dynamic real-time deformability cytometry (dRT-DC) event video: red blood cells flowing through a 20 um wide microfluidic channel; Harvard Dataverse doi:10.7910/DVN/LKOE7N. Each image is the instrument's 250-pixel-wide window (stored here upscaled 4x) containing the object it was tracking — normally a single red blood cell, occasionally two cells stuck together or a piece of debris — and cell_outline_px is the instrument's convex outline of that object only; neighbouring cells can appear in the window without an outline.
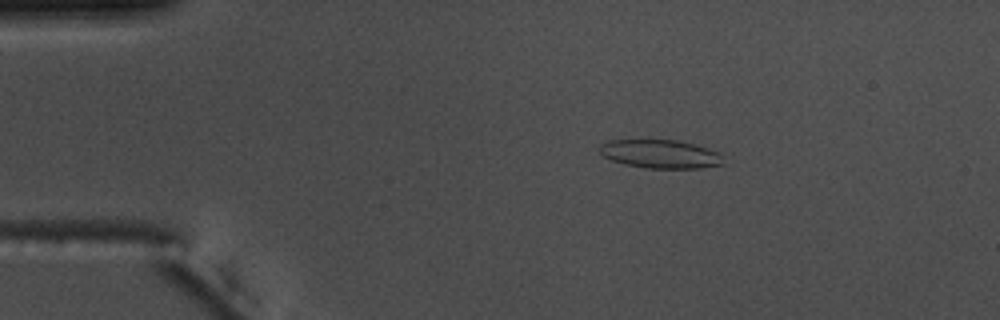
{"species": "common noctule bat (a hibernating species)", "species_latin": "Nyctalus noctula", "temperature_condition": "warm", "stored_images_in_passage": 53, "camera_frame_rate_fps": 3000, "um_per_image_px": 0.085, "animal": {"sex": "male", "body_mass_g": 17.5, "forearm_length_mm": 52.3}, "frame": {"image": 1, "passage_image": 9, "time_ms": 2.667, "image_size_px": [1000, 320], "cell_outline_px": [[724, 164], [700, 168], [644, 168], [624, 164], [612, 160], [604, 156], [600, 152], [600, 144], [608, 140], [676, 140], [708, 148], [720, 152]], "centroid_in_image_um": [56.13, 13.09], "position_along_channel_um": 28.9, "area_um2": 20.52}}
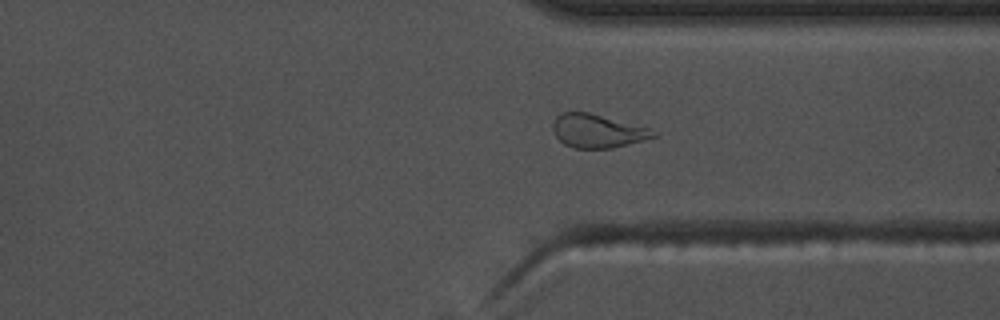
{"frame": {"image": 2, "passage_image": 40, "time_ms": 13.0, "image_size_px": [1000, 320], "cell_outline_px": [[656, 136], [628, 144], [612, 148], [572, 148], [564, 144], [552, 132], [552, 124], [556, 116], [564, 112], [588, 112], [648, 128], [656, 132]], "centroid_in_image_um": [50.72, 11.14], "position_along_channel_um": 360.7, "area_um2": 19.36}}
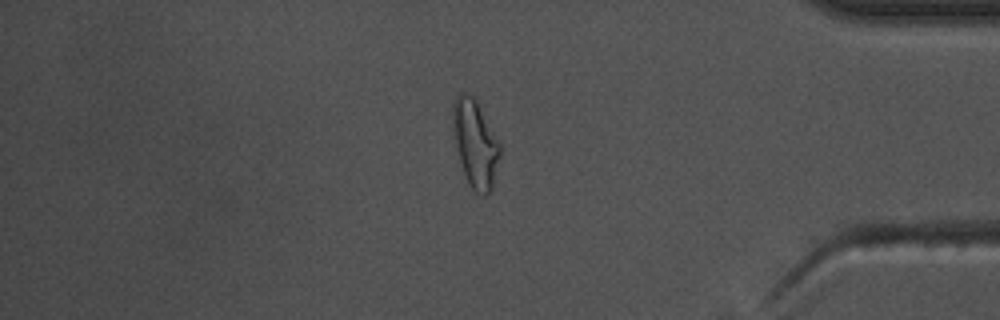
{"frame": {"image": 3, "passage_image": 45, "time_ms": 14.667, "image_size_px": [1000, 320], "cell_outline_px": [[500, 156], [492, 188], [484, 196], [476, 192], [468, 184], [460, 160], [452, 128], [452, 104], [456, 96], [460, 92], [464, 92], [472, 96], [476, 100], [500, 144]], "centroid_in_image_um": [40.38, 12.18], "position_along_channel_um": 394.8, "area_um2": 23.7}, "authors_computed_cell_mechanics": {"area_um2": 20.519, "velocity_mm_per_s": 3.7701, "shape_relaxation_time_tau1_ms": 6.0619, "shape_relaxation_time_tau2_ms": 2.1098, "deformation_change_tau1": 0.1848, "deformation_change_tau2": 0.1078}}